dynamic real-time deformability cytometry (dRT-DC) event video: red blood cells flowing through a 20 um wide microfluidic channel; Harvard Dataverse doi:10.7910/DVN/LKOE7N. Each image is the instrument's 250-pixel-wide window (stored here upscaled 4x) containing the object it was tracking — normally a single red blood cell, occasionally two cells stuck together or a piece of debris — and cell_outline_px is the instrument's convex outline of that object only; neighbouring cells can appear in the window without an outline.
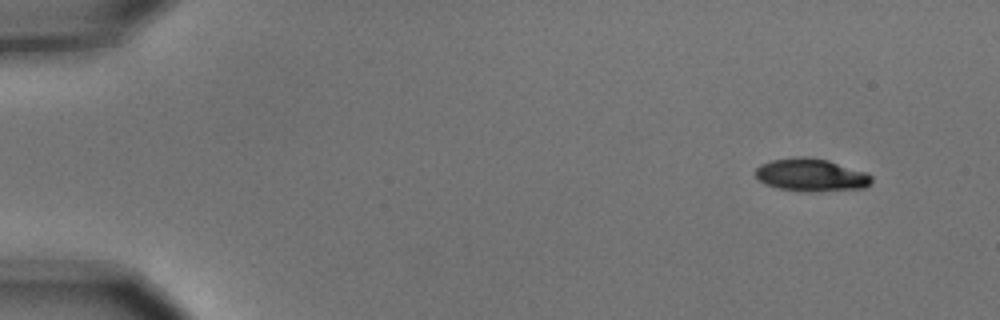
{"species": "common noctule bat (a hibernating species)", "species_latin": "Nyctalus noctula", "temperature_condition": "cold", "stored_images_in_passage": 5, "camera_frame_rate_fps": 3000, "um_per_image_px": 0.085, "animal": {"sex": "male", "body_mass_g": 15.6}, "frame": {"image": 1, "passage_image": 1, "time_ms": 0.0, "image_size_px": [1000, 320], "cell_outline_px": [[872, 180], [864, 188], [812, 192], [800, 192], [780, 188], [764, 184], [756, 176], [756, 168], [760, 164], [772, 160], [804, 156], [808, 156], [828, 160], [868, 172], [872, 176]], "centroid_in_image_um": [68.96, 14.88], "position_along_channel_um": 16.0, "area_um2": 22.31}}
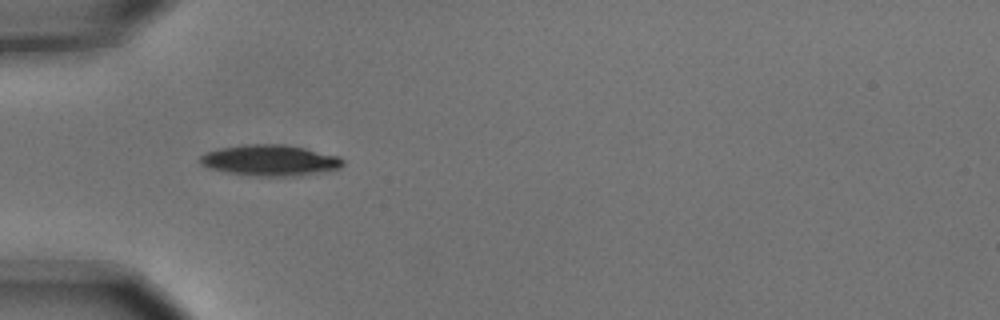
{"frame": {"image": 2, "passage_image": 4, "time_ms": 1.0, "image_size_px": [1000, 320], "cell_outline_px": [[344, 164], [340, 168], [300, 176], [252, 176], [228, 172], [208, 168], [200, 164], [200, 156], [204, 152], [220, 148], [244, 144], [284, 144], [304, 148], [340, 156], [344, 160]], "centroid_in_image_um": [22.95, 13.63], "position_along_channel_um": 62.1, "area_um2": 25.95}}
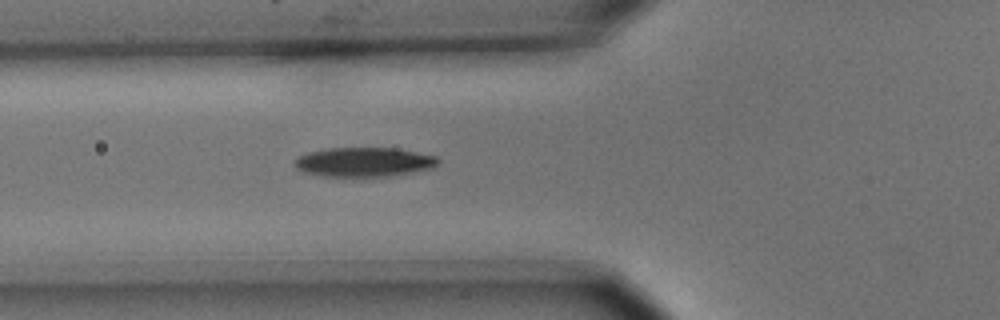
{"frame": {"image": 3, "passage_image": 5, "time_ms": 1.333, "image_size_px": [1000, 320], "cell_outline_px": [[440, 160], [432, 168], [392, 176], [320, 176], [304, 172], [296, 168], [292, 164], [292, 160], [308, 152], [328, 148], [396, 148], [436, 156]], "centroid_in_image_um": [30.9, 13.77], "position_along_channel_um": 94.9, "area_um2": 24.57}}